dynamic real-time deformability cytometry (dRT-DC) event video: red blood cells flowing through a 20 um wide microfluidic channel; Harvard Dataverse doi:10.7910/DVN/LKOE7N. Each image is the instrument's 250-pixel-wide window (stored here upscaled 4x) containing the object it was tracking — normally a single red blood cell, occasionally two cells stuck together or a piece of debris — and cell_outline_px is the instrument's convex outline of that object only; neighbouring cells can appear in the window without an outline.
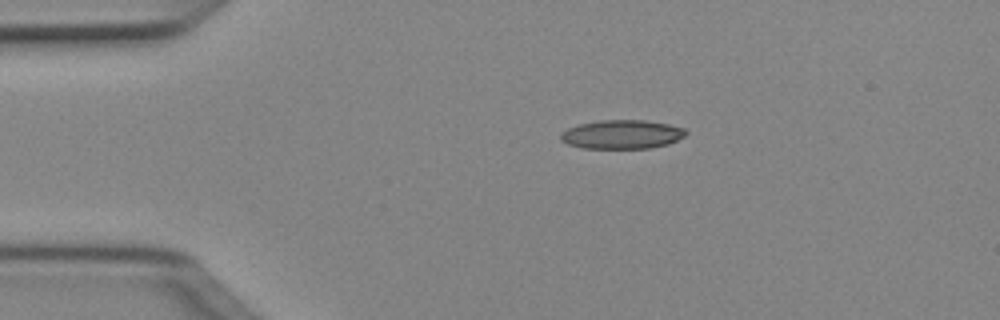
{"species": "Egyptian fruit bat (a non-hibernating species)", "species_latin": "Rousettus aegyptiacus", "temperature_condition": "cold", "stored_images_in_passage": 2, "camera_frame_rate_fps": 3000, "um_per_image_px": 0.085, "animal": {"sex": "female"}, "frame": {"image": 1, "passage_image": 1, "time_ms": 0.0, "image_size_px": [1000, 320], "cell_outline_px": [[688, 132], [684, 136], [668, 144], [648, 148], [580, 148], [568, 144], [560, 140], [560, 132], [568, 128], [580, 124], [600, 120], [644, 120], [668, 124], [684, 128]], "centroid_in_image_um": [52.84, 11.42], "position_along_channel_um": 32.2, "area_um2": 21.04}}